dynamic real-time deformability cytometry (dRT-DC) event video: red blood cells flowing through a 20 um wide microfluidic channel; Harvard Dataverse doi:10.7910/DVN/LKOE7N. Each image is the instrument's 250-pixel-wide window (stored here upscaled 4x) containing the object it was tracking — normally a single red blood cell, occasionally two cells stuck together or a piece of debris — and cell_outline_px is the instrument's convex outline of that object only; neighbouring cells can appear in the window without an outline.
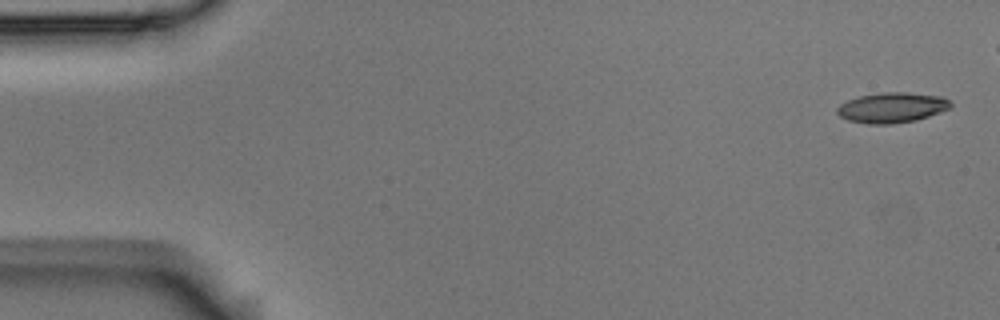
{"species": "Egyptian fruit bat (a non-hibernating species)", "species_latin": "Rousettus aegyptiacus", "temperature_condition": "room temperature", "stored_images_in_passage": 4, "camera_frame_rate_fps": 3000, "um_per_image_px": 0.085, "animal": {"sex": "male"}, "frame": {"image": 1, "passage_image": 1, "time_ms": 0.0, "image_size_px": [1000, 320], "cell_outline_px": [[952, 108], [916, 120], [892, 124], [868, 124], [848, 120], [840, 116], [836, 112], [836, 108], [840, 104], [848, 100], [860, 96], [884, 92], [908, 92], [944, 96], [952, 104]], "centroid_in_image_um": [75.84, 9.14], "position_along_channel_um": 9.2, "area_um2": 20.11}}
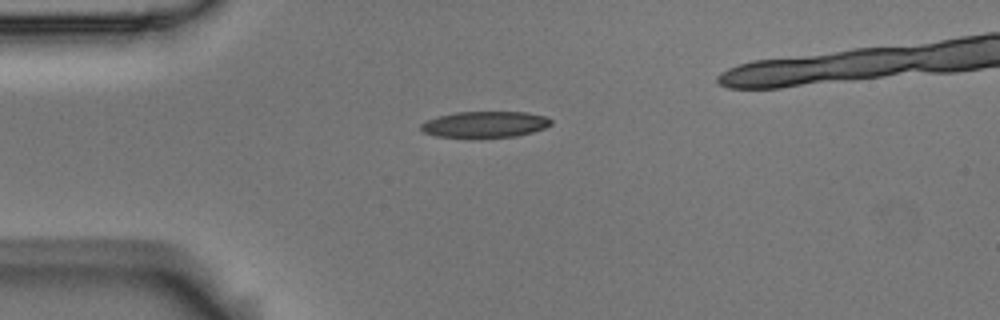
{"frame": {"image": 2, "passage_image": 4, "time_ms": 1.0, "image_size_px": [1000, 320], "cell_outline_px": [[552, 124], [544, 128], [532, 132], [516, 136], [436, 136], [424, 132], [420, 128], [420, 124], [428, 120], [440, 116], [456, 112], [528, 112], [548, 116], [552, 120]], "centroid_in_image_um": [41.28, 10.55], "position_along_channel_um": 43.7, "area_um2": 19.42}}